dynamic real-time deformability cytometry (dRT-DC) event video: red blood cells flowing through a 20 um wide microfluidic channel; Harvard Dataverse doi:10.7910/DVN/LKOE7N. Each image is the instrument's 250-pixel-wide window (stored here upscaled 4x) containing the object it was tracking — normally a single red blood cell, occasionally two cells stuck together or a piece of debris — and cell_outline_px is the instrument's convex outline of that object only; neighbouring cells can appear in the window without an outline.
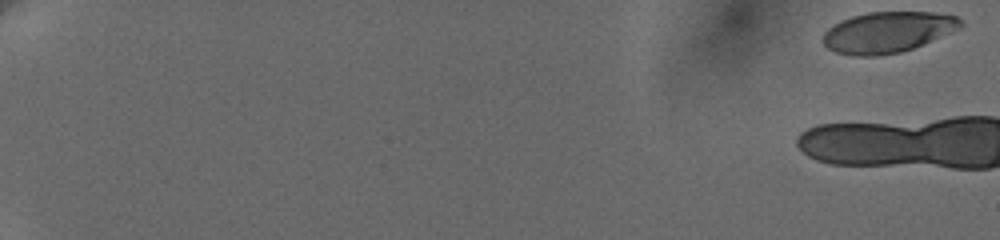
{"species": "human", "species_latin": "Homo sapiens", "temperature_condition": "cold", "stored_images_in_passage": 9, "camera_frame_rate_fps": 3000, "um_per_image_px": 0.085, "donor": {"sex": "female"}, "frame": {"image": 1, "passage_image": 1, "time_ms": 0.0, "image_size_px": [1000, 240], "cell_outline_px": [[964, 24], [960, 28], [912, 48], [900, 52], [880, 56], [852, 56], [836, 52], [828, 48], [824, 44], [824, 32], [828, 28], [840, 20], [852, 16], [868, 12], [932, 12], [956, 16]], "centroid_in_image_um": [75.42, 2.73], "position_along_channel_um": 9.6, "area_um2": 32.6}}